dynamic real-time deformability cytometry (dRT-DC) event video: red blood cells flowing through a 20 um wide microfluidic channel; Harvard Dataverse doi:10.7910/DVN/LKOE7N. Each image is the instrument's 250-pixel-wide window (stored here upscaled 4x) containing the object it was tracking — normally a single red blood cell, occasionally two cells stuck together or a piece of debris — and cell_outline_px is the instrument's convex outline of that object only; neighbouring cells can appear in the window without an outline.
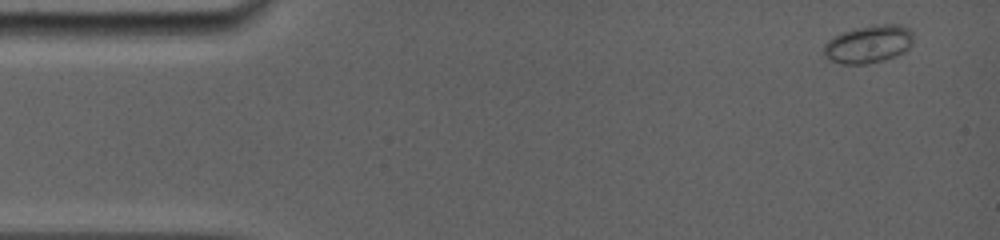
{"species": "common noctule bat (a hibernating species)", "species_latin": "Nyctalus noctula", "temperature_condition": "room temperature", "stored_images_in_passage": 6, "camera_frame_rate_fps": 5000, "um_per_image_px": 0.085, "animal": {"sex": "female", "body_mass_g": 19.0, "forearm_length_mm": 56.7}, "frame": {"image": 1, "passage_image": 1, "time_ms": 0.0, "image_size_px": [1000, 240], "cell_outline_px": [[912, 44], [904, 52], [884, 60], [864, 64], [840, 64], [824, 56], [824, 44], [832, 36], [852, 28], [880, 24], [900, 24], [908, 28], [912, 32]], "centroid_in_image_um": [73.81, 3.74], "position_along_channel_um": 11.2, "area_um2": 19.83}}
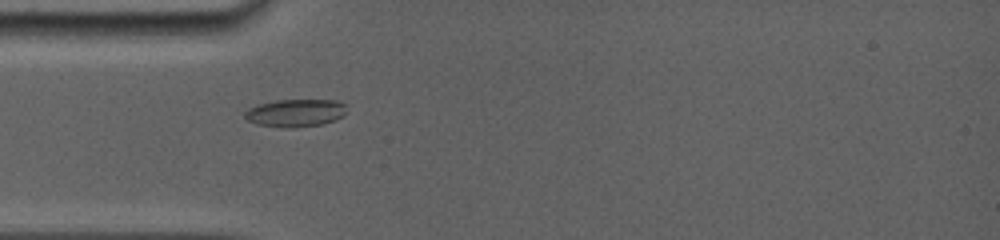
{"frame": {"image": 2, "passage_image": 5, "time_ms": 4.0, "image_size_px": [1000, 240], "cell_outline_px": [[344, 116], [336, 120], [320, 124], [288, 128], [284, 128], [256, 124], [248, 120], [244, 116], [244, 112], [248, 108], [256, 104], [276, 100], [336, 100], [344, 104]], "centroid_in_image_um": [25.06, 9.59], "position_along_channel_um": 59.9, "area_um2": 16.42}}
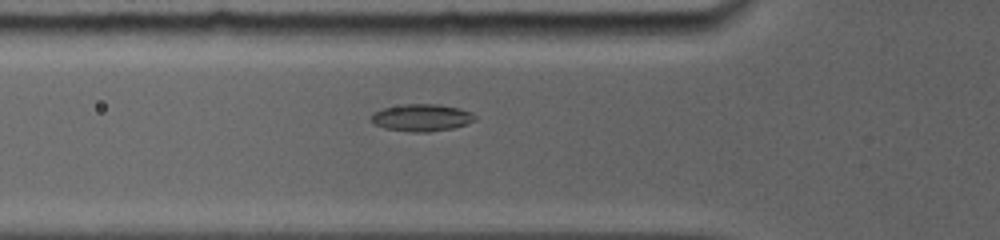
{"frame": {"image": 3, "passage_image": 6, "time_ms": 4.8, "image_size_px": [1000, 240], "cell_outline_px": [[476, 120], [452, 128], [428, 132], [412, 132], [384, 128], [376, 124], [368, 116], [372, 112], [384, 108], [404, 104], [440, 104], [460, 108], [472, 112], [476, 116]], "centroid_in_image_um": [35.83, 9.99], "position_along_channel_um": 90.0, "area_um2": 16.47}}